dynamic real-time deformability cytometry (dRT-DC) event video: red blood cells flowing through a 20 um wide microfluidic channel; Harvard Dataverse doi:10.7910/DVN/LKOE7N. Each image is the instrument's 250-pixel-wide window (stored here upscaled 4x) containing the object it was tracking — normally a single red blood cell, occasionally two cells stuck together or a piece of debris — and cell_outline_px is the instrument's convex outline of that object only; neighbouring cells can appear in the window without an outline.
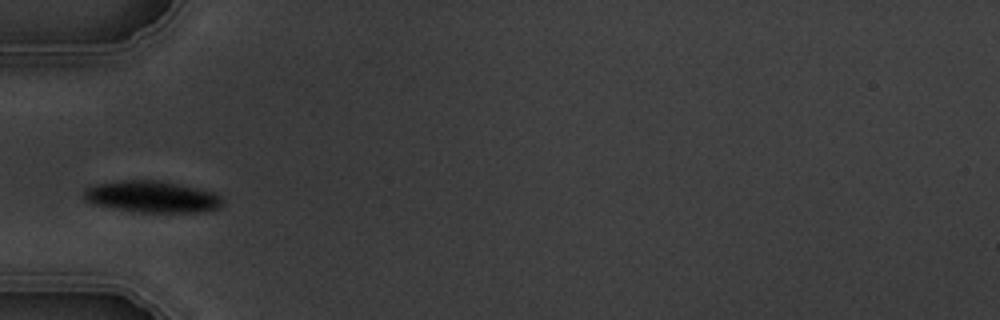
{"species": "common noctule bat (a hibernating species)", "species_latin": "Nyctalus noctula", "temperature_condition": "warm", "stored_images_in_passage": 4, "camera_frame_rate_fps": 3000, "um_per_image_px": 0.085, "animal": {"sex": "male", "body_mass_g": 19.5, "forearm_length_mm": 54.6}, "frame": {"image": 1, "passage_image": 2, "time_ms": 1.333, "image_size_px": [1000, 320], "cell_outline_px": [[224, 204], [220, 208], [208, 212], [136, 212], [112, 208], [92, 204], [84, 200], [84, 188], [96, 184], [120, 180], [160, 180], [216, 192], [224, 200]], "centroid_in_image_um": [12.95, 16.73], "position_along_channel_um": 72.0, "area_um2": 26.01}}
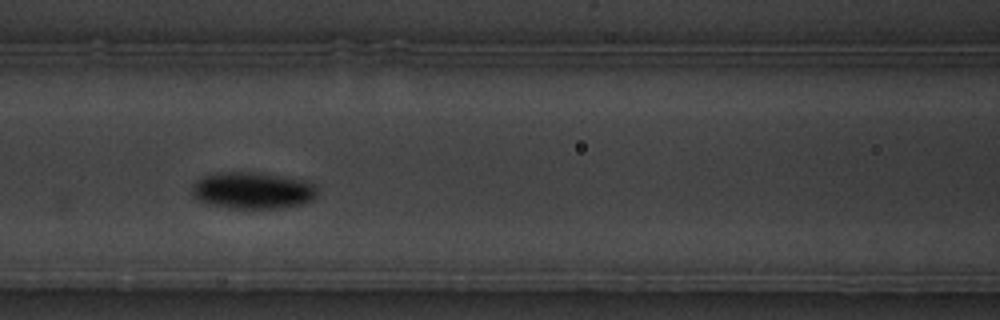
{"frame": {"image": 2, "passage_image": 4, "time_ms": 3.333, "image_size_px": [1000, 320], "cell_outline_px": [[316, 196], [312, 200], [304, 204], [280, 208], [228, 208], [208, 204], [192, 196], [192, 184], [196, 180], [204, 176], [216, 172], [260, 172], [288, 176], [312, 180], [316, 184]], "centroid_in_image_um": [21.53, 16.17], "position_along_channel_um": 145.1, "area_um2": 27.51}}